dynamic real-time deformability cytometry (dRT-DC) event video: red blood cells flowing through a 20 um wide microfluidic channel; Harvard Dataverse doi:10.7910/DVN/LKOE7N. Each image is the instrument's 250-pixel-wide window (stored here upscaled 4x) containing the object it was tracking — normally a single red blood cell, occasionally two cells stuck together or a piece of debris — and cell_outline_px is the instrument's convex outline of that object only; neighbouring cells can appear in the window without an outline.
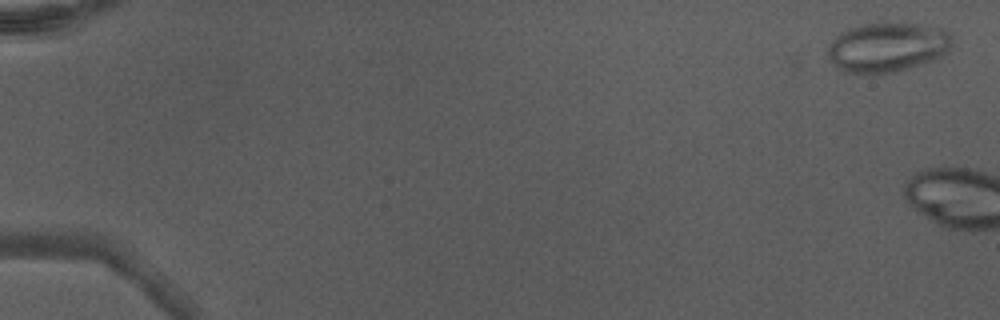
{"species": "Egyptian fruit bat (a non-hibernating species)", "species_latin": "Rousettus aegyptiacus", "temperature_condition": "warm", "stored_images_in_passage": 5, "camera_frame_rate_fps": 3000, "um_per_image_px": 0.085, "animal": {"sex": "male"}, "frame": {"image": 1, "passage_image": 2, "time_ms": 0.333, "image_size_px": [1000, 320], "cell_outline_px": [[952, 44], [940, 56], [932, 60], [896, 72], [844, 72], [828, 56], [828, 48], [832, 40], [840, 32], [848, 28], [864, 24], [916, 24], [940, 28], [948, 32], [952, 36]], "centroid_in_image_um": [75.42, 4.0], "position_along_channel_um": 9.6, "area_um2": 34.97}}